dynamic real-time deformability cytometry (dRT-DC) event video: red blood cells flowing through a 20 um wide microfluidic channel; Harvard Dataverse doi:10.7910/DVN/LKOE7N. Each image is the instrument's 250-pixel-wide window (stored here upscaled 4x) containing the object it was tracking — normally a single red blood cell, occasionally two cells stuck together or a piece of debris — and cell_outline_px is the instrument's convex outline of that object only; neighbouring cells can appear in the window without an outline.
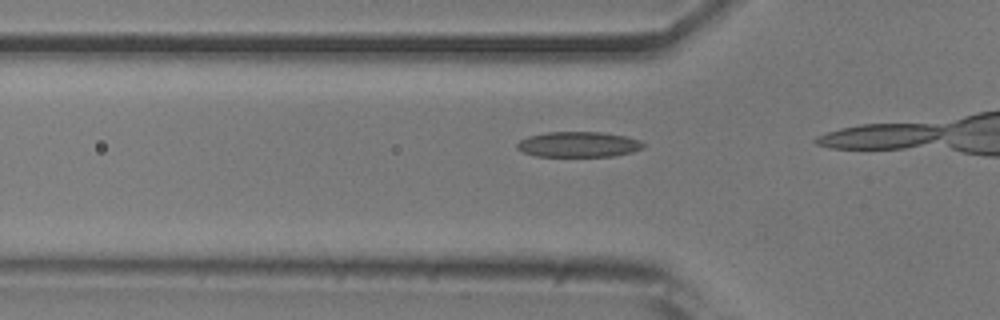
{"species": "common noctule bat (a hibernating species)", "species_latin": "Nyctalus noctula", "temperature_condition": "room temperature", "stored_images_in_passage": 12, "camera_frame_rate_fps": 3000, "um_per_image_px": 0.085, "animal": {"sex": "male", "body_mass_g": 20.5, "forearm_length_mm": 52.5}, "frame": {"image": 1, "passage_image": 10, "time_ms": 3.0, "image_size_px": [1000, 320], "cell_outline_px": [[644, 148], [632, 152], [612, 156], [536, 156], [524, 152], [516, 148], [516, 144], [520, 140], [528, 136], [544, 132], [600, 132], [624, 136], [640, 140], [644, 144]], "centroid_in_image_um": [49.15, 12.27], "position_along_channel_um": 76.6, "area_um2": 18.67}}